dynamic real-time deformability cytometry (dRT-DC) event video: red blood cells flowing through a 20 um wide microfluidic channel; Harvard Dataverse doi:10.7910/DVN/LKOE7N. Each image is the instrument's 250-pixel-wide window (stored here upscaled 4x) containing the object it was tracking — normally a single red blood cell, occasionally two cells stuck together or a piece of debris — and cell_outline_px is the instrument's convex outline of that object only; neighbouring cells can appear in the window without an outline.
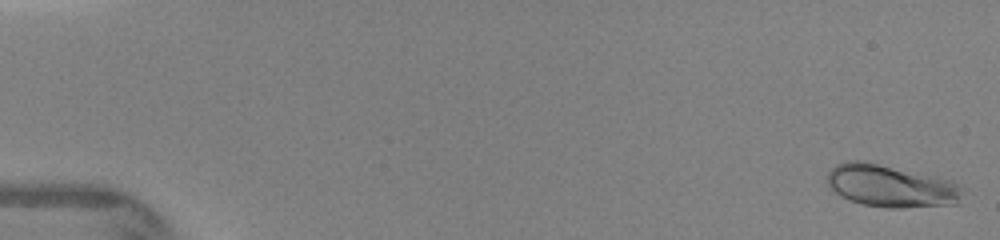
{"species": "human", "species_latin": "Homo sapiens", "temperature_condition": "warm", "stored_images_in_passage": 16, "camera_frame_rate_fps": 3000, "um_per_image_px": 0.085, "donor": {"sex": "female"}, "frame": {"image": 1, "passage_image": 1, "time_ms": 0.0, "image_size_px": [1000, 240], "cell_outline_px": [[964, 188], [956, 204], [900, 208], [888, 208], [864, 204], [848, 200], [836, 192], [828, 184], [828, 172], [836, 164], [848, 160], [860, 160], [936, 176], [952, 180], [960, 184]], "centroid_in_image_um": [75.75, 15.8], "position_along_channel_um": 9.3, "area_um2": 33.29}}
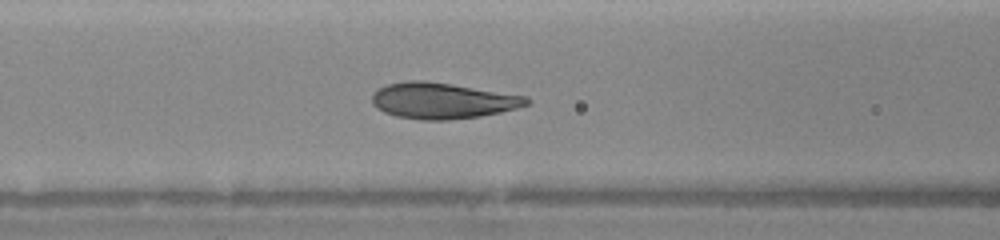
{"frame": {"image": 2, "passage_image": 11, "time_ms": 6.333, "image_size_px": [1000, 240], "cell_outline_px": [[532, 100], [528, 104], [516, 108], [500, 112], [480, 116], [448, 120], [420, 120], [396, 116], [384, 112], [376, 108], [372, 104], [372, 92], [376, 88], [388, 84], [408, 80], [424, 80], [452, 84], [528, 96]], "centroid_in_image_um": [37.58, 8.55], "position_along_channel_um": 129.0, "area_um2": 32.66}}
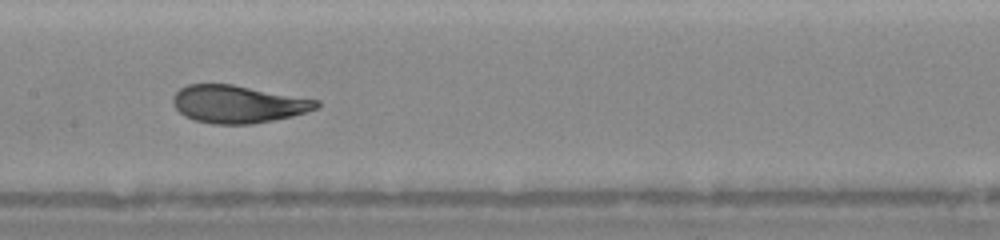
{"frame": {"image": 3, "passage_image": 14, "time_ms": 7.667, "image_size_px": [1000, 240], "cell_outline_px": [[320, 108], [292, 116], [252, 124], [212, 124], [192, 120], [184, 116], [172, 104], [172, 96], [180, 88], [188, 84], [232, 84], [320, 100]], "centroid_in_image_um": [20.22, 8.85], "position_along_channel_um": 187.2, "area_um2": 31.67}}